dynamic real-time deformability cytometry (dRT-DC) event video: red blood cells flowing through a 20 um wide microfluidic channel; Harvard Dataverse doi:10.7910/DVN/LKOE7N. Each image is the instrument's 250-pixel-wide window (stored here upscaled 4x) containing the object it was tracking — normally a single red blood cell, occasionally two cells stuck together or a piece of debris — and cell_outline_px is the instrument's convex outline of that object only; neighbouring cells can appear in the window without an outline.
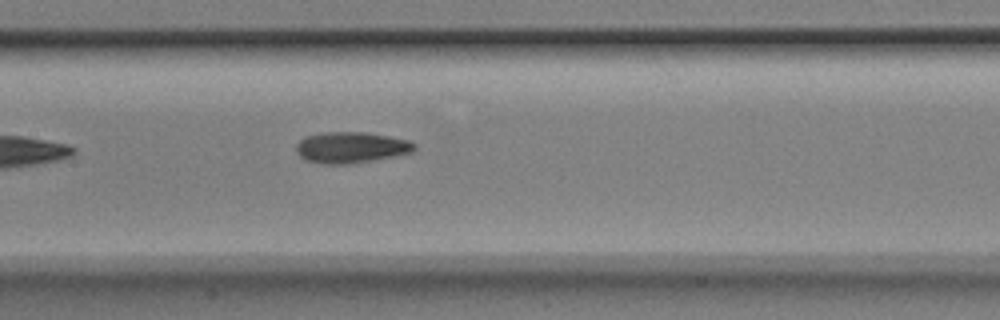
{"species": "Egyptian fruit bat (a non-hibernating species)", "species_latin": "Rousettus aegyptiacus", "temperature_condition": "room temperature", "stored_images_in_passage": 4, "camera_frame_rate_fps": 3000, "um_per_image_px": 0.085, "animal": {"sex": "male"}, "frame": {"image": 1, "passage_image": 4, "time_ms": 1.0, "image_size_px": [1000, 320], "cell_outline_px": [[416, 148], [412, 152], [372, 160], [344, 164], [324, 164], [304, 160], [296, 152], [296, 144], [304, 136], [320, 132], [364, 132], [388, 136], [408, 140], [416, 144]], "centroid_in_image_um": [29.79, 12.52], "position_along_channel_um": 177.6, "area_um2": 21.39}}